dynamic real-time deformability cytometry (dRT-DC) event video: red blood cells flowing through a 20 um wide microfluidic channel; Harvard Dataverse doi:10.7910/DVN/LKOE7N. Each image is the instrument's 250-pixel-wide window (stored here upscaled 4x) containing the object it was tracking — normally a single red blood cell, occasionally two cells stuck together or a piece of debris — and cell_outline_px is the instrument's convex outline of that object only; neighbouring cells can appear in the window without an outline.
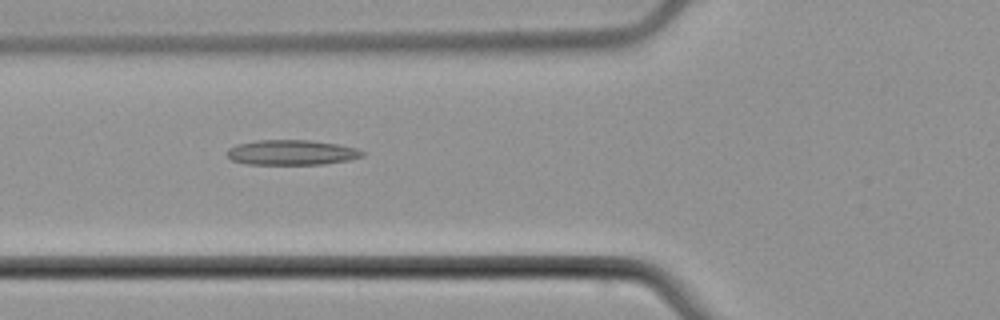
{"species": "common noctule bat (a hibernating species)", "species_latin": "Nyctalus noctula", "temperature_condition": "cold", "stored_images_in_passage": 6, "camera_frame_rate_fps": 3000, "um_per_image_px": 0.085, "animal": {"sex": "male", "body_mass_g": 21.5, "forearm_length_mm": 52.0}, "frame": {"image": 1, "passage_image": 6, "time_ms": 6.0, "image_size_px": [1000, 320], "cell_outline_px": [[364, 156], [348, 160], [324, 164], [248, 164], [232, 160], [228, 156], [228, 148], [236, 144], [256, 140], [312, 140], [340, 144], [356, 148], [364, 152]], "centroid_in_image_um": [24.81, 12.95], "position_along_channel_um": 101.0, "area_um2": 19.83}}